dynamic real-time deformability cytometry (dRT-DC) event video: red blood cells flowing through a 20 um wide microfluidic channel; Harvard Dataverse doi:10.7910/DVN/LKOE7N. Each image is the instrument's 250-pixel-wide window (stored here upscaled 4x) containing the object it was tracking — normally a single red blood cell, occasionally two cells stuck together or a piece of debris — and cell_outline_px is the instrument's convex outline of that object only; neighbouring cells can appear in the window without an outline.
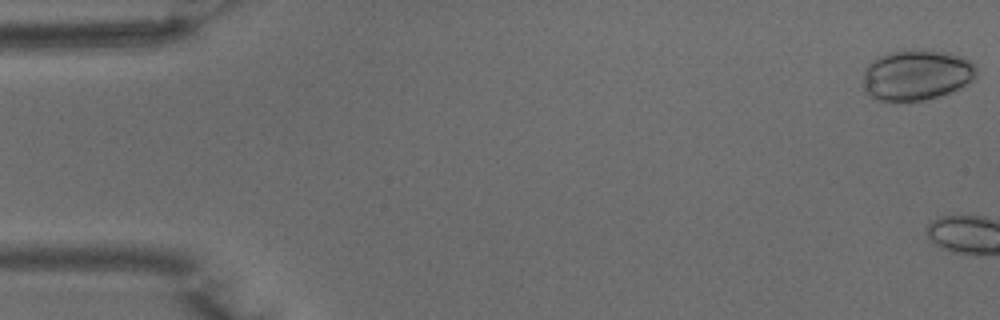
{"species": "common noctule bat (a hibernating species)", "species_latin": "Nyctalus noctula", "temperature_condition": "warm", "stored_images_in_passage": 4, "camera_frame_rate_fps": 3000, "um_per_image_px": 0.085, "animal": {"sex": "male", "body_mass_g": 15.6}, "frame": {"image": 1, "passage_image": 1, "time_ms": 0.0, "image_size_px": [1000, 320], "cell_outline_px": [[976, 80], [968, 84], [948, 92], [924, 100], [876, 100], [864, 92], [864, 68], [876, 56], [888, 52], [928, 48], [948, 52], [964, 56], [976, 68]], "centroid_in_image_um": [77.9, 6.34], "position_along_channel_um": 7.1, "area_um2": 33.76}}